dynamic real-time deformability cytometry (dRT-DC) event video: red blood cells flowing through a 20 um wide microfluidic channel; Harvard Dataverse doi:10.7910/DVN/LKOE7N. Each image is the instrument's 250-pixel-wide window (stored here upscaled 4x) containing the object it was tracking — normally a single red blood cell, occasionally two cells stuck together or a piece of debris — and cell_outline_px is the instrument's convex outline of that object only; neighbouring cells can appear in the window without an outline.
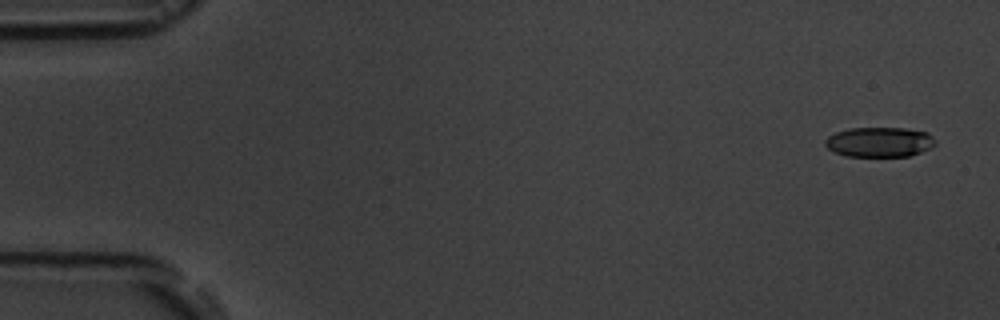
{"species": "common noctule bat (a hibernating species)", "species_latin": "Nyctalus noctula", "temperature_condition": "room temperature", "stored_images_in_passage": 5, "camera_frame_rate_fps": 3000, "um_per_image_px": 0.085, "animal": {"sex": "male", "body_mass_g": 19.5, "forearm_length_mm": 54.6}, "frame": {"image": 1, "passage_image": 1, "time_ms": 0.0, "image_size_px": [1000, 320], "cell_outline_px": [[936, 144], [920, 152], [908, 156], [848, 156], [836, 152], [828, 148], [824, 144], [824, 140], [828, 136], [836, 132], [848, 128], [904, 128], [928, 132], [936, 140]], "centroid_in_image_um": [74.75, 12.06], "position_along_channel_um": 10.3, "area_um2": 19.13}}
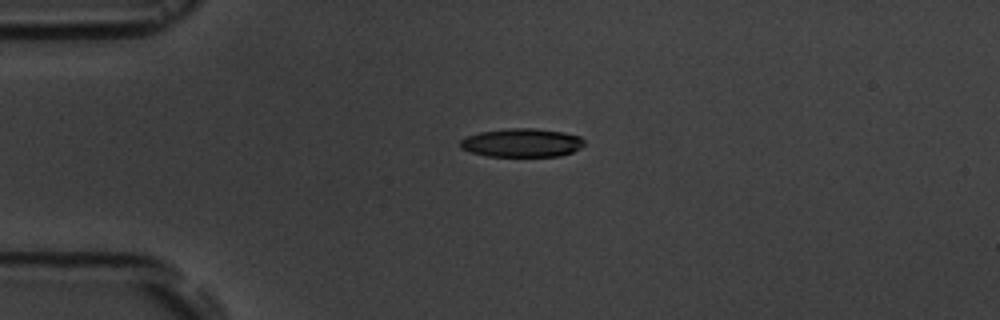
{"frame": {"image": 2, "passage_image": 4, "time_ms": 3.667, "image_size_px": [1000, 320], "cell_outline_px": [[584, 144], [580, 148], [572, 152], [560, 156], [488, 156], [472, 152], [460, 148], [460, 140], [468, 136], [480, 132], [508, 128], [536, 128], [564, 132], [580, 136], [584, 140]], "centroid_in_image_um": [44.38, 12.13], "position_along_channel_um": 40.6, "area_um2": 20.63}}